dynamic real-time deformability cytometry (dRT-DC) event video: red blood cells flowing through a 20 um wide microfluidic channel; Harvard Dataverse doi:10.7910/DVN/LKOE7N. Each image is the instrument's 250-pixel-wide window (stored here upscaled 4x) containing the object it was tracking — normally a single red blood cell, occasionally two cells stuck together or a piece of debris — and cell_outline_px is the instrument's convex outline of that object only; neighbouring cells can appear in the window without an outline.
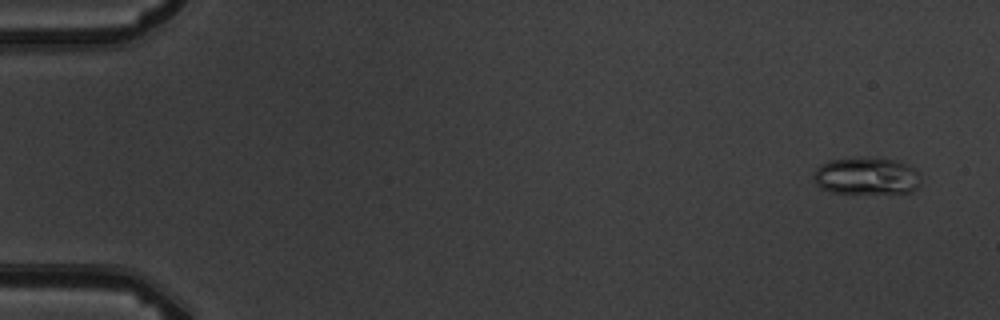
{"species": "common noctule bat (a hibernating species)", "species_latin": "Nyctalus noctula", "temperature_condition": "warm", "stored_images_in_passage": 4, "camera_frame_rate_fps": 3000, "um_per_image_px": 0.085, "animal": {"sex": "male", "body_mass_g": 19.5, "forearm_length_mm": 54.6}, "frame": {"image": 1, "passage_image": 1, "time_ms": 0.0, "image_size_px": [1000, 320], "cell_outline_px": [[920, 184], [912, 192], [832, 192], [820, 188], [812, 180], [812, 176], [816, 168], [820, 164], [828, 160], [876, 156], [908, 164], [920, 172]], "centroid_in_image_um": [73.64, 14.93], "position_along_channel_um": 11.4, "area_um2": 23.47}}